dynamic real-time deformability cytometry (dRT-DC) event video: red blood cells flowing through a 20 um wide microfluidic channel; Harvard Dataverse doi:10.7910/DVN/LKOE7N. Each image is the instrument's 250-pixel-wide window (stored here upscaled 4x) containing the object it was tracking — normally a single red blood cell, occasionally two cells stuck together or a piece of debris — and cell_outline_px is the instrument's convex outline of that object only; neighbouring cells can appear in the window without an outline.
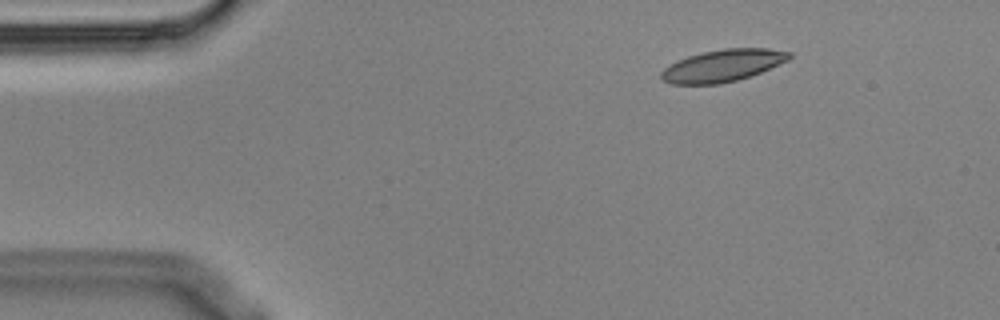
{"species": "Egyptian fruit bat (a non-hibernating species)", "species_latin": "Rousettus aegyptiacus", "temperature_condition": "cold", "stored_images_in_passage": 4, "camera_frame_rate_fps": 3000, "um_per_image_px": 0.085, "animal": {"sex": "male"}, "frame": {"image": 1, "passage_image": 2, "time_ms": 0.333, "image_size_px": [1000, 320], "cell_outline_px": [[792, 56], [788, 60], [760, 72], [736, 80], [720, 84], [672, 84], [660, 80], [660, 72], [664, 68], [676, 60], [688, 56], [704, 52], [724, 48], [768, 48], [792, 52]], "centroid_in_image_um": [61.39, 5.57], "position_along_channel_um": 23.6, "area_um2": 23.93}}